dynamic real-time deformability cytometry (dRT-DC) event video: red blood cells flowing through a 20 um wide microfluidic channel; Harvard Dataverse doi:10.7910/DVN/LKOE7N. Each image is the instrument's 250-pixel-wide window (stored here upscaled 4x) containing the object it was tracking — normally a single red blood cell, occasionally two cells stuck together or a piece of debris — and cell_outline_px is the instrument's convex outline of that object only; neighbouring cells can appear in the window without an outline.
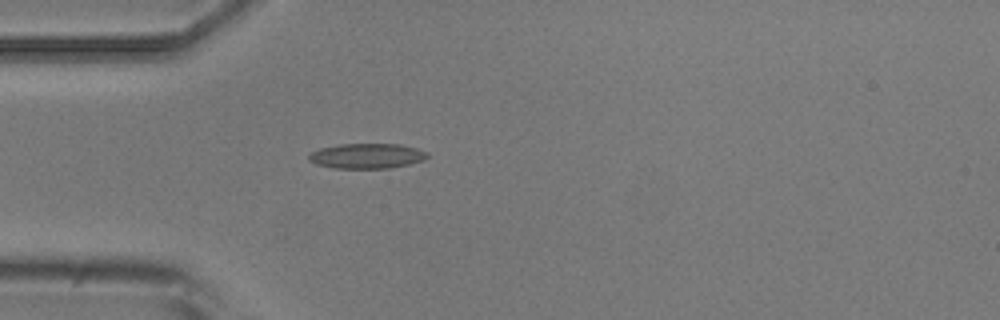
{"species": "common noctule bat (a hibernating species)", "species_latin": "Nyctalus noctula", "temperature_condition": "room temperature", "stored_images_in_passage": 4, "camera_frame_rate_fps": 3000, "um_per_image_px": 0.085, "animal": {"sex": "male", "body_mass_g": 20.5, "forearm_length_mm": 52.5}, "frame": {"image": 1, "passage_image": 4, "time_ms": 4.333, "image_size_px": [1000, 320], "cell_outline_px": [[428, 156], [424, 160], [408, 164], [388, 168], [332, 168], [316, 164], [308, 160], [308, 156], [312, 152], [320, 148], [340, 144], [400, 144], [416, 148], [428, 152]], "centroid_in_image_um": [31.18, 13.25], "position_along_channel_um": 53.8, "area_um2": 17.28}}